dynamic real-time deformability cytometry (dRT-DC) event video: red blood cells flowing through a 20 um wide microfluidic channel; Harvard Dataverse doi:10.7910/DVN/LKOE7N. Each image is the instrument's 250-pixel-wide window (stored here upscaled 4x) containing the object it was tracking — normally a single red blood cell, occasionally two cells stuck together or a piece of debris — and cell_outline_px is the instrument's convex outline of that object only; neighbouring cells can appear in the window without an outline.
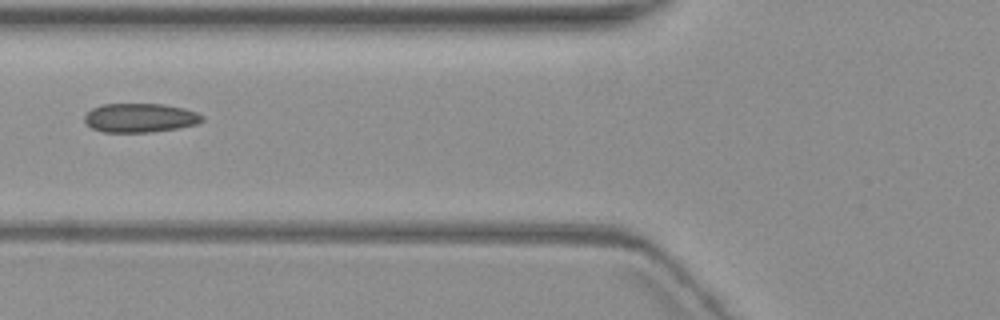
{"species": "common noctule bat (a hibernating species)", "species_latin": "Nyctalus noctula", "temperature_condition": "warm", "stored_images_in_passage": 6, "camera_frame_rate_fps": 3000, "um_per_image_px": 0.085, "animal": {"sex": "female", "body_mass_g": 19.3, "forearm_length_mm": 54.1}, "frame": {"image": 1, "passage_image": 6, "time_ms": 7.0, "image_size_px": [1000, 320], "cell_outline_px": [[204, 120], [196, 124], [176, 128], [152, 132], [104, 132], [92, 128], [84, 120], [84, 116], [92, 108], [104, 104], [164, 104], [184, 108], [196, 112], [204, 116]], "centroid_in_image_um": [11.92, 10.01], "position_along_channel_um": 113.9, "area_um2": 19.83}}